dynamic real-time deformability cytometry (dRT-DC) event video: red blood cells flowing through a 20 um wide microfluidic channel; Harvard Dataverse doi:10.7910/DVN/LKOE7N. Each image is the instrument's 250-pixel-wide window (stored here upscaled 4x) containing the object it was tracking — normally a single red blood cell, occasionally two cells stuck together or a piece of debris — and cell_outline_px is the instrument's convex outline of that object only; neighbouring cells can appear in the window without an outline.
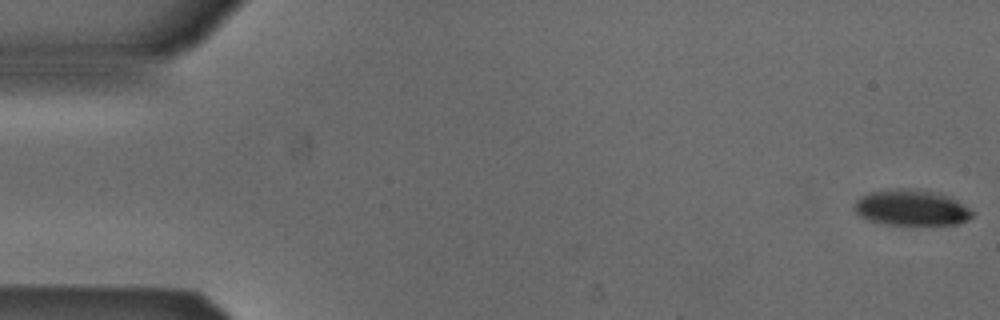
{"species": "Egyptian fruit bat (a non-hibernating species)", "species_latin": "Rousettus aegyptiacus", "temperature_condition": "cold", "stored_images_in_passage": 45, "camera_frame_rate_fps": 3000, "um_per_image_px": 0.085, "animal": {"sex": "male"}, "frame": {"image": 1, "passage_image": 1, "time_ms": 0.0, "image_size_px": [1000, 320], "cell_outline_px": [[972, 216], [968, 220], [956, 224], [884, 224], [868, 220], [860, 216], [856, 212], [856, 200], [860, 196], [868, 192], [892, 188], [912, 188], [932, 192], [948, 196], [956, 200], [968, 208], [972, 212]], "centroid_in_image_um": [77.43, 17.64], "position_along_channel_um": 7.6, "area_um2": 24.39}}
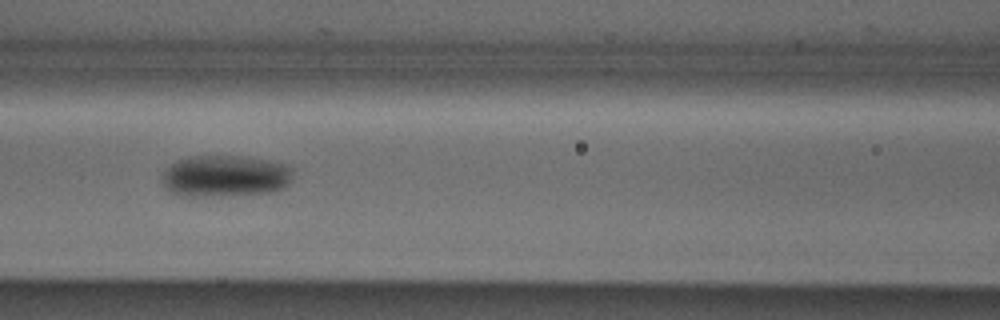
{"frame": {"image": 2, "passage_image": 23, "time_ms": 7.333, "image_size_px": [1000, 320], "cell_outline_px": [[292, 176], [288, 184], [284, 188], [272, 192], [204, 196], [184, 196], [168, 192], [160, 184], [160, 176], [164, 168], [176, 160], [192, 156], [240, 156], [284, 164], [292, 168]], "centroid_in_image_um": [19.03, 14.97], "position_along_channel_um": 147.6, "area_um2": 31.96}}
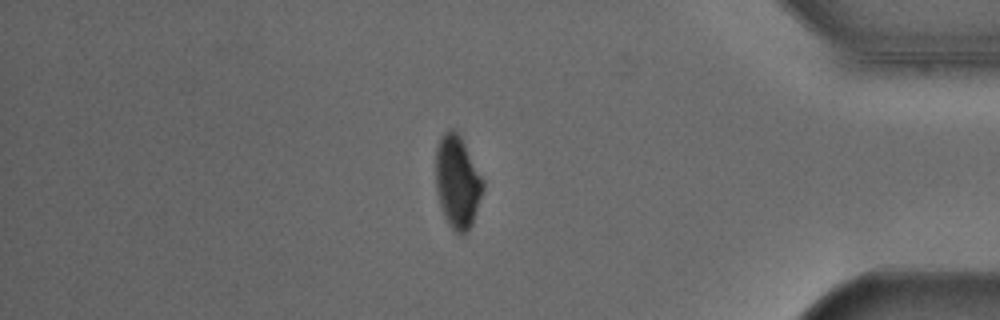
{"frame": {"image": 3, "passage_image": 45, "time_ms": 14.667, "image_size_px": [1000, 320], "cell_outline_px": [[484, 188], [472, 224], [468, 232], [464, 236], [460, 236], [448, 224], [444, 216], [440, 204], [436, 188], [436, 148], [444, 132], [452, 128], [460, 136], [484, 180]], "centroid_in_image_um": [38.89, 15.51], "position_along_channel_um": 396.3, "area_um2": 25.43}, "authors_computed_cell_mechanics": {"area_um2": 28.8422, "velocity_mm_per_s": 3.8604, "shape_relaxation_time_tau1_ms": 6.0328, "shape_relaxation_time_tau2_ms": null, "deformation_change_tau1": 0.1291, "deformation_change_tau2": null}}